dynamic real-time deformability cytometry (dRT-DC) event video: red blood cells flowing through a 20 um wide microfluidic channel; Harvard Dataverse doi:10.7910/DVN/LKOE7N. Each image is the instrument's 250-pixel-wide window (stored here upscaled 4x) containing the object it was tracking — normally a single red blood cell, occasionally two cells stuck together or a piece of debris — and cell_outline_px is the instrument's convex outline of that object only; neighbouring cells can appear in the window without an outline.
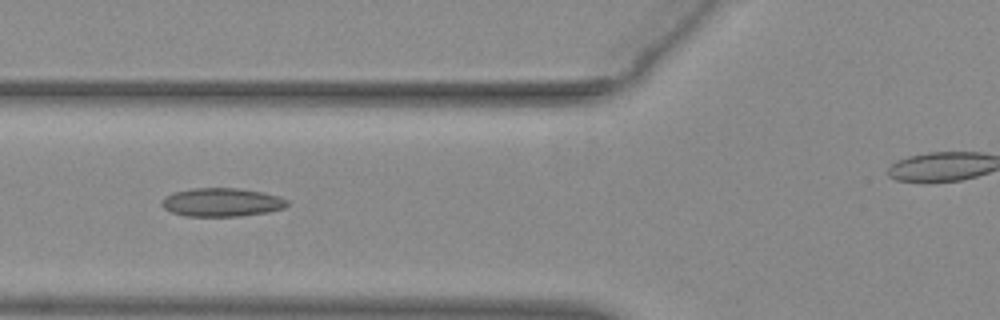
{"species": "common noctule bat (a hibernating species)", "species_latin": "Nyctalus noctula", "temperature_condition": "warm", "stored_images_in_passage": 30, "camera_frame_rate_fps": 3000, "um_per_image_px": 0.085, "animal": {"sex": "female", "body_mass_g": 29.2, "forearm_length_mm": 56.3}, "frame": {"image": 1, "passage_image": 4, "time_ms": 1.0, "image_size_px": [1000, 320], "cell_outline_px": [[288, 204], [284, 208], [268, 212], [240, 216], [184, 216], [172, 212], [164, 208], [160, 204], [160, 200], [164, 196], [176, 192], [192, 188], [236, 188], [264, 192], [288, 200]], "centroid_in_image_um": [18.82, 17.19], "position_along_channel_um": 107.0, "area_um2": 20.87}}
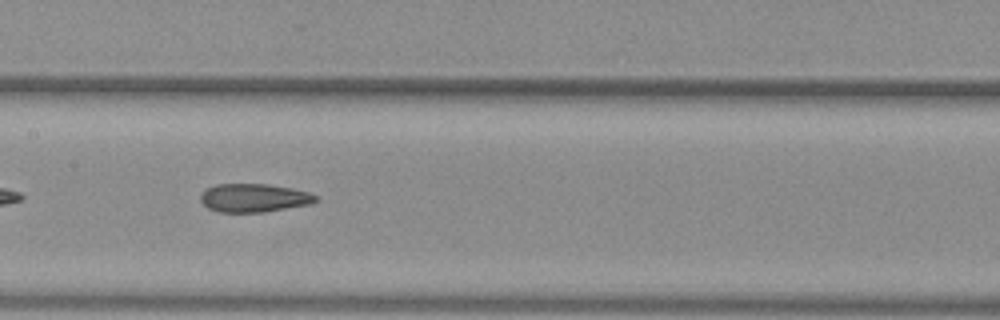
{"frame": {"image": 2, "passage_image": 10, "time_ms": 3.0, "image_size_px": [1000, 320], "cell_outline_px": [[320, 200], [312, 204], [264, 212], [220, 212], [208, 208], [200, 200], [200, 192], [204, 188], [216, 184], [268, 184], [292, 188], [308, 192], [320, 196]], "centroid_in_image_um": [21.61, 16.81], "position_along_channel_um": 185.8, "area_um2": 19.42}}
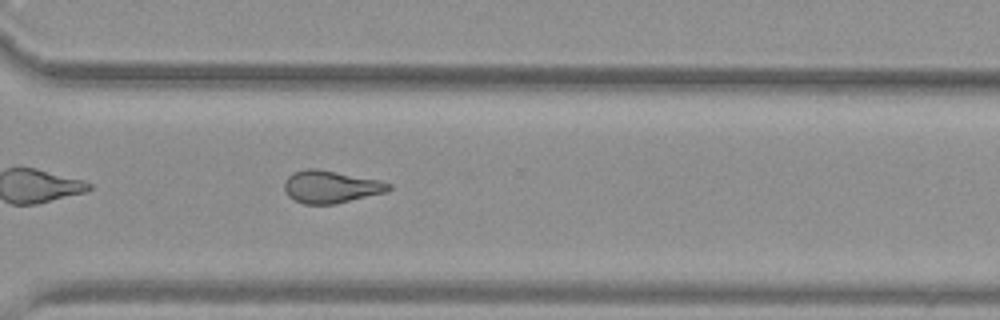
{"frame": {"image": 3, "passage_image": 22, "time_ms": 7.0, "image_size_px": [1000, 320], "cell_outline_px": [[392, 188], [388, 192], [336, 204], [304, 204], [288, 196], [284, 188], [284, 180], [292, 172], [304, 168], [316, 168], [380, 180], [392, 184]], "centroid_in_image_um": [28.13, 15.87], "position_along_channel_um": 342.5, "area_um2": 20.0}}